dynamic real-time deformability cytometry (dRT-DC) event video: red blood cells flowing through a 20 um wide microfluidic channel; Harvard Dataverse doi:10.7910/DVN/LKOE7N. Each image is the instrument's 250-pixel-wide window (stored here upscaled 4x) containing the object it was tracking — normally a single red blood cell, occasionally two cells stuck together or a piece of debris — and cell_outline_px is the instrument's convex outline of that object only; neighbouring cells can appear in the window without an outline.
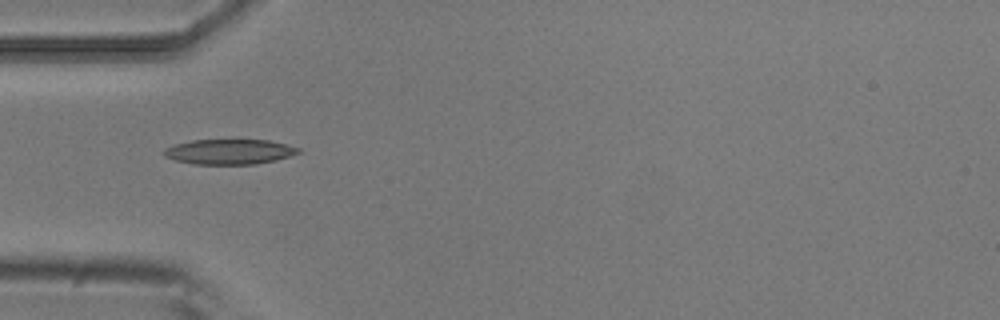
{"species": "common noctule bat (a hibernating species)", "species_latin": "Nyctalus noctula", "temperature_condition": "room temperature", "stored_images_in_passage": 3, "camera_frame_rate_fps": 3000, "um_per_image_px": 0.085, "animal": {"sex": "male", "body_mass_g": 20.5, "forearm_length_mm": 52.5}, "frame": {"image": 1, "passage_image": 1, "time_ms": 0.0, "image_size_px": [1000, 320], "cell_outline_px": [[300, 152], [276, 160], [256, 164], [196, 164], [176, 160], [164, 156], [164, 148], [172, 144], [192, 140], [268, 140], [300, 148]], "centroid_in_image_um": [19.46, 12.89], "position_along_channel_um": 65.5, "area_um2": 19.54}}